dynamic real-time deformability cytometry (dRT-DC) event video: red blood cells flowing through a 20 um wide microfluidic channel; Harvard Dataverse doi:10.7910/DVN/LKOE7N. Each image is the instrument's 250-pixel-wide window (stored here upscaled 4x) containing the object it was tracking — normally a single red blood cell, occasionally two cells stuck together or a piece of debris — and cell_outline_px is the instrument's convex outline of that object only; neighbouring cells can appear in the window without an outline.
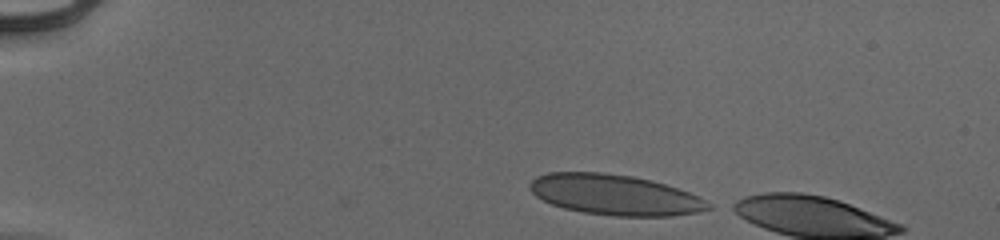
{"species": "human", "species_latin": "Homo sapiens", "temperature_condition": "cold", "stored_images_in_passage": 7, "camera_frame_rate_fps": 3000, "um_per_image_px": 0.085, "donor": {"sex": "male"}, "frame": {"image": 1, "passage_image": 1, "time_ms": 0.0, "image_size_px": [1000, 240], "cell_outline_px": [[712, 208], [696, 212], [672, 216], [616, 216], [584, 212], [564, 208], [552, 204], [536, 196], [528, 188], [528, 184], [536, 176], [548, 172], [600, 172], [632, 176], [652, 180], [688, 192], [712, 204]], "centroid_in_image_um": [52.23, 16.55], "position_along_channel_um": 32.8, "area_um2": 41.91}}